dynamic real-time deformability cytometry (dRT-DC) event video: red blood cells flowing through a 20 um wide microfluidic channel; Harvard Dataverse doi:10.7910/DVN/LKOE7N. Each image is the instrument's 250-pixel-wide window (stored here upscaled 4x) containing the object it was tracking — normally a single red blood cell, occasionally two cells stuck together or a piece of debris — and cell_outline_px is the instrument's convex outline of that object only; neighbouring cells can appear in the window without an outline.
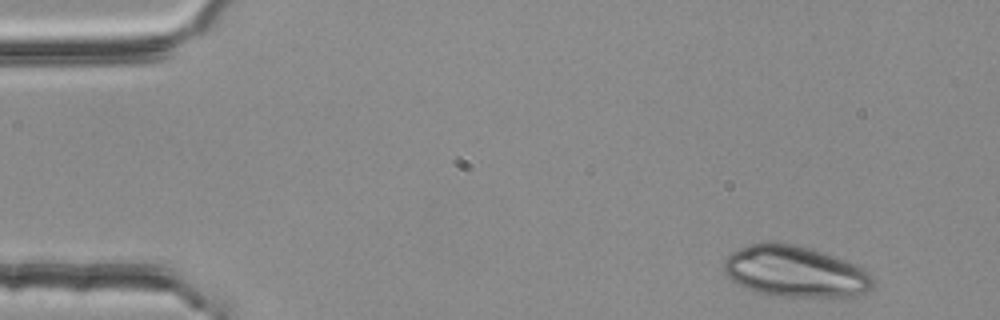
{"species": "common noctule bat (a hibernating species)", "species_latin": "Nyctalus noctula", "temperature_condition": "room temperature", "stored_images_in_passage": 4, "camera_frame_rate_fps": 3000, "um_per_image_px": 0.085, "animal": {"sex": "female", "body_mass_g": 25.1}, "frame": {"image": 1, "passage_image": 1, "time_ms": 0.0, "image_size_px": [1000, 320], "cell_outline_px": [[876, 280], [872, 288], [864, 292], [852, 296], [832, 300], [772, 296], [756, 292], [732, 280], [724, 272], [724, 260], [732, 252], [748, 244], [764, 240], [768, 240], [792, 244], [820, 252], [844, 260], [868, 272]], "centroid_in_image_um": [67.59, 23.12], "position_along_channel_um": 17.4, "area_um2": 45.26}}